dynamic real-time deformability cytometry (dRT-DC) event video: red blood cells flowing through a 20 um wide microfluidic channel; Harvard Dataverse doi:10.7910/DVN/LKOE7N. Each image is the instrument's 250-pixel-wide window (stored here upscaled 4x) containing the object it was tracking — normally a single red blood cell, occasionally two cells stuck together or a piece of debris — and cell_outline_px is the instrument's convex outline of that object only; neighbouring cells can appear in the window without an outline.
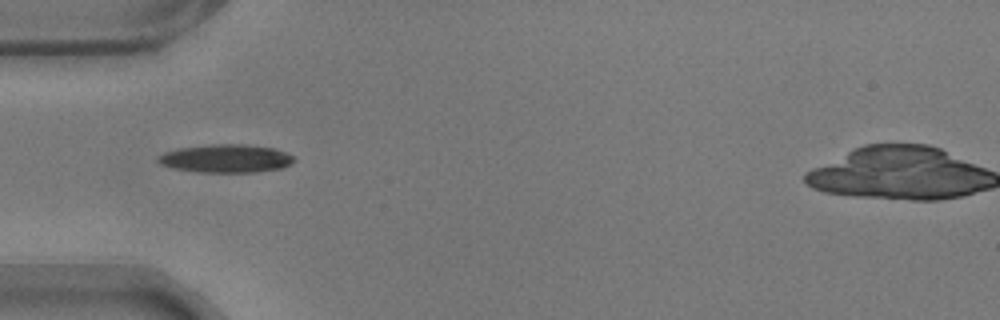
{"species": "common noctule bat (a hibernating species)", "species_latin": "Nyctalus noctula", "temperature_condition": "warm", "stored_images_in_passage": 5, "camera_frame_rate_fps": 3000, "um_per_image_px": 0.085, "animal": {"sex": "male", "body_mass_g": 17.9}, "frame": {"image": 1, "passage_image": 1, "time_ms": 0.0, "image_size_px": [1000, 320], "cell_outline_px": [[296, 160], [292, 164], [284, 168], [256, 172], [200, 172], [172, 168], [160, 164], [156, 160], [164, 152], [180, 148], [212, 144], [248, 144], [276, 148], [292, 156]], "centroid_in_image_um": [19.25, 13.47], "position_along_channel_um": 65.8, "area_um2": 22.48}}
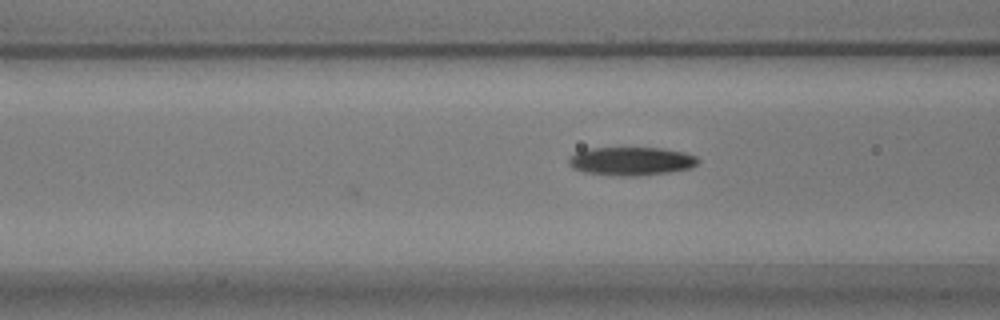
{"frame": {"image": 2, "passage_image": 5, "time_ms": 1.333, "image_size_px": [1000, 320], "cell_outline_px": [[700, 160], [696, 164], [688, 168], [668, 172], [636, 176], [620, 176], [584, 172], [572, 168], [568, 164], [568, 160], [576, 152], [588, 148], [660, 148], [684, 152], [696, 156]], "centroid_in_image_um": [53.63, 13.69], "position_along_channel_um": 113.0, "area_um2": 21.27}}